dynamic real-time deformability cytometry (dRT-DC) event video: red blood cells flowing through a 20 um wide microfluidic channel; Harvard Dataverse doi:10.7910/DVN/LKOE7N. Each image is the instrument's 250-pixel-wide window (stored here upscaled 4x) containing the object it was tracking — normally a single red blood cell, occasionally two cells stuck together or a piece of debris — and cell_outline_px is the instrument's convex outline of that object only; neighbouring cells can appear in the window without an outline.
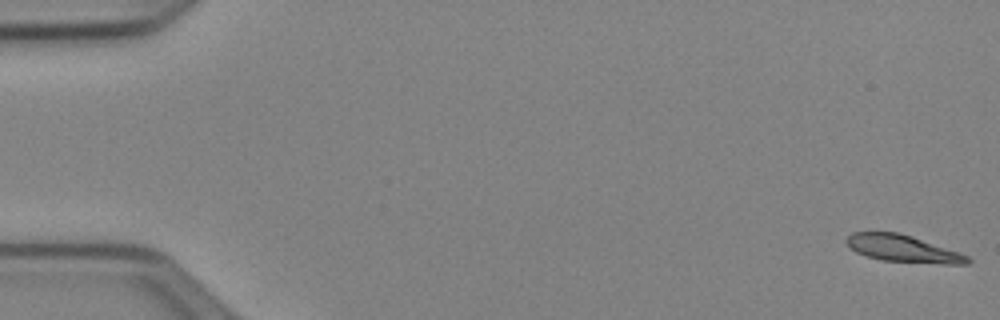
{"species": "Egyptian fruit bat (a non-hibernating species)", "species_latin": "Rousettus aegyptiacus", "temperature_condition": "cold", "stored_images_in_passage": 15, "camera_frame_rate_fps": 3000, "um_per_image_px": 0.085, "animal": {"sex": "female"}, "frame": {"image": 1, "passage_image": 1, "time_ms": 0.0, "image_size_px": [1000, 320], "cell_outline_px": [[972, 260], [968, 264], [944, 264], [884, 260], [868, 256], [856, 252], [844, 240], [852, 232], [900, 232], [960, 252], [968, 256]], "centroid_in_image_um": [76.79, 21.12], "position_along_channel_um": 8.2, "area_um2": 18.96}}
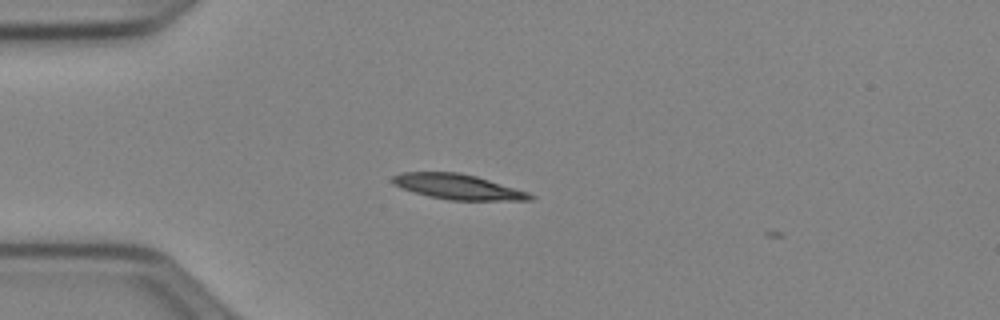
{"frame": {"image": 2, "passage_image": 14, "time_ms": 4.333, "image_size_px": [1000, 320], "cell_outline_px": [[536, 196], [532, 200], [448, 200], [428, 196], [400, 188], [392, 180], [392, 176], [404, 172], [460, 172], [476, 176], [528, 192]], "centroid_in_image_um": [38.93, 15.88], "position_along_channel_um": 46.1, "area_um2": 20.06}}